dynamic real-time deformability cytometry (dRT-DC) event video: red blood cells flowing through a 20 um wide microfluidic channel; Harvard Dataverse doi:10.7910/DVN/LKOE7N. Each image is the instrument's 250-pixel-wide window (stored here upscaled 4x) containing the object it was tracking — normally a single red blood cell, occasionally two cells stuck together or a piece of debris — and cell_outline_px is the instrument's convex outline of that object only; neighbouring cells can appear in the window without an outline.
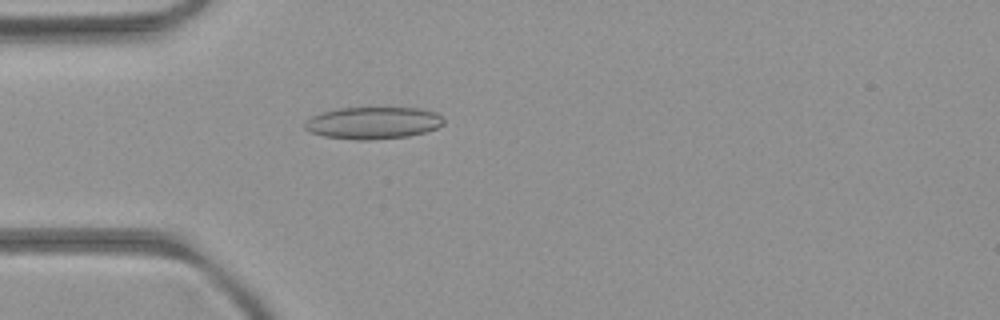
{"species": "common noctule bat (a hibernating species)", "species_latin": "Nyctalus noctula", "temperature_condition": "room temperature", "stored_images_in_passage": 2, "camera_frame_rate_fps": 3000, "um_per_image_px": 0.085, "animal": {"sex": "female", "body_mass_g": 21.9}, "frame": {"image": 1, "passage_image": 2, "time_ms": 1.333, "image_size_px": [1000, 320], "cell_outline_px": [[444, 124], [436, 128], [424, 132], [408, 136], [368, 140], [356, 140], [324, 136], [312, 132], [304, 128], [304, 124], [312, 116], [324, 112], [340, 108], [420, 108], [436, 112], [444, 120]], "centroid_in_image_um": [31.74, 10.45], "position_along_channel_um": 53.3, "area_um2": 25.72}}